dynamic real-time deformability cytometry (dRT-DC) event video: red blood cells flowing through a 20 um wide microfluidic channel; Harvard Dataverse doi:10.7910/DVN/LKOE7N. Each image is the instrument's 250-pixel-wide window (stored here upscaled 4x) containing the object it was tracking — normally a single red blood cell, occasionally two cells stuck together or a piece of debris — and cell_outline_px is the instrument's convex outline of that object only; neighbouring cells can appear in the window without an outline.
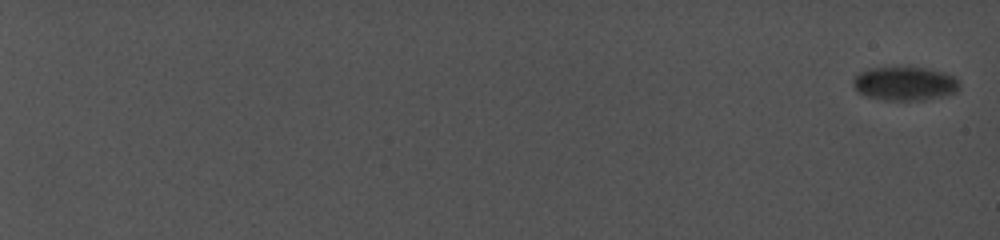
{"species": "common noctule bat (a hibernating species)", "species_latin": "Nyctalus noctula", "temperature_condition": "cold", "stored_images_in_passage": 133, "camera_frame_rate_fps": 5000, "um_per_image_px": 0.085, "animal": {"sex": "female", "body_mass_g": 19.0, "forearm_length_mm": 56.7}, "frame": {"image": 1, "passage_image": 1, "time_ms": 0.0, "image_size_px": [1000, 240], "cell_outline_px": [[960, 88], [956, 92], [944, 96], [924, 100], [880, 100], [864, 96], [856, 92], [852, 84], [852, 76], [856, 72], [864, 68], [884, 64], [912, 64], [944, 72], [956, 76], [960, 80]], "centroid_in_image_um": [76.83, 7.02], "position_along_channel_um": 8.2, "area_um2": 22.95}}
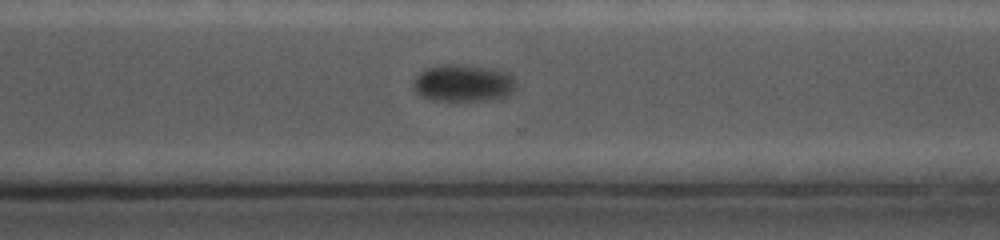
{"frame": {"image": 2, "passage_image": 122, "time_ms": 17.6, "image_size_px": [1000, 240], "cell_outline_px": [[516, 88], [508, 96], [484, 100], [432, 100], [420, 96], [412, 88], [412, 80], [420, 72], [428, 68], [444, 64], [460, 64], [496, 68], [504, 72], [512, 80]], "centroid_in_image_um": [39.31, 7.06], "position_along_channel_um": 331.3, "area_um2": 22.2}}
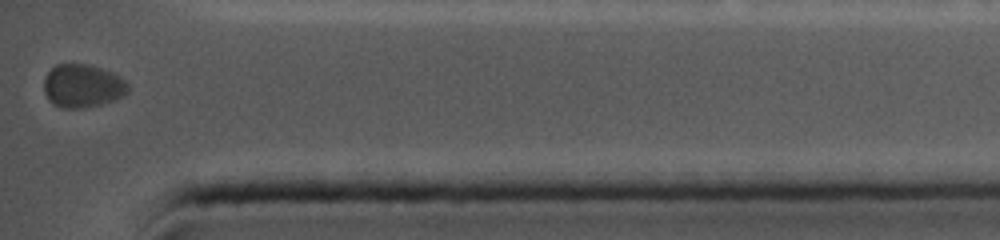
{"frame": {"image": 3, "passage_image": 133, "time_ms": 20.2, "image_size_px": [1000, 240], "cell_outline_px": [[128, 92], [116, 100], [84, 108], [60, 108], [52, 104], [48, 100], [44, 92], [44, 80], [48, 72], [56, 64], [88, 64], [112, 72], [120, 76], [128, 84]], "centroid_in_image_um": [7.01, 7.31], "position_along_channel_um": 428.2, "area_um2": 21.33}, "authors_computed_cell_mechanics": {"area_um2": 22.8888, "velocity_mm_per_s": 3.7463, "shape_relaxation_time_tau1_ms": 0.4566, "shape_relaxation_time_tau2_ms": null, "deformation_change_tau1": 0.0221, "deformation_change_tau2": null}}